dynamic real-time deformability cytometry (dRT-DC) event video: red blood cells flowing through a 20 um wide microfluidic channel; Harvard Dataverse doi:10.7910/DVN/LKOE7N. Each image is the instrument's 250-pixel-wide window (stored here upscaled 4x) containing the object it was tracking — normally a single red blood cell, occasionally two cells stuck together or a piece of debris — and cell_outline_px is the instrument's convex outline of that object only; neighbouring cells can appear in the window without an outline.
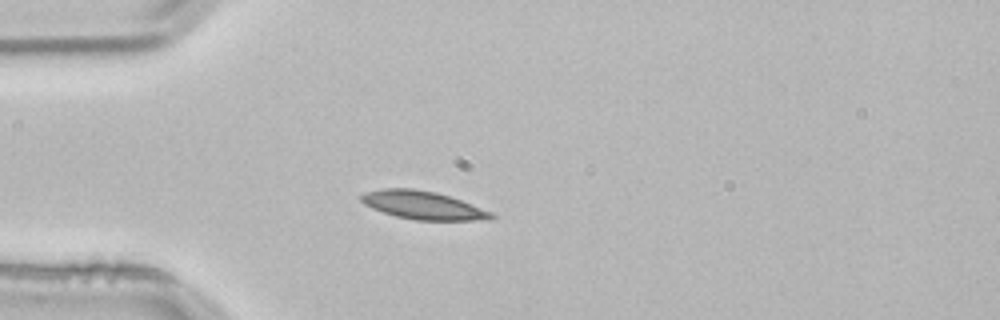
{"species": "common noctule bat (a hibernating species)", "species_latin": "Nyctalus noctula", "temperature_condition": "room temperature", "stored_images_in_passage": 4, "camera_frame_rate_fps": 3000, "um_per_image_px": 0.085, "animal": {"sex": "male", "body_mass_g": 21.5, "forearm_length_mm": 52.0}, "frame": {"image": 1, "passage_image": 4, "time_ms": 1.0, "image_size_px": [1000, 320], "cell_outline_px": [[496, 216], [492, 220], [416, 220], [396, 216], [372, 208], [364, 204], [360, 200], [360, 196], [364, 192], [384, 188], [412, 188], [436, 192], [460, 200], [492, 212]], "centroid_in_image_um": [35.94, 17.44], "position_along_channel_um": 49.1, "area_um2": 21.27}}